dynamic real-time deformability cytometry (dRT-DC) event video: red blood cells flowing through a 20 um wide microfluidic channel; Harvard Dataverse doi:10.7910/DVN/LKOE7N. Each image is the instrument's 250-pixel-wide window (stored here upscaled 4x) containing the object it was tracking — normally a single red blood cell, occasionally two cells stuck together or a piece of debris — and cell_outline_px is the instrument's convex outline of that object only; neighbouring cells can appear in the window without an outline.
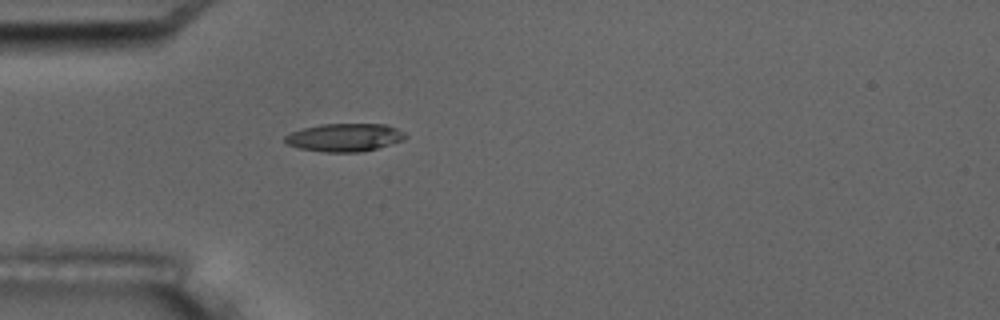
{"species": "common noctule bat (a hibernating species)", "species_latin": "Nyctalus noctula", "temperature_condition": "room temperature", "stored_images_in_passage": 4, "camera_frame_rate_fps": 3000, "um_per_image_px": 0.085, "animal": {"sex": "male", "body_mass_g": 17.5, "forearm_length_mm": 52.3}, "frame": {"image": 1, "passage_image": 4, "time_ms": 3.667, "image_size_px": [1000, 320], "cell_outline_px": [[408, 136], [404, 140], [376, 148], [360, 152], [324, 152], [300, 148], [288, 144], [284, 140], [284, 136], [292, 132], [304, 128], [320, 124], [388, 124], [404, 132]], "centroid_in_image_um": [29.32, 11.68], "position_along_channel_um": 55.7, "area_um2": 19.59}}